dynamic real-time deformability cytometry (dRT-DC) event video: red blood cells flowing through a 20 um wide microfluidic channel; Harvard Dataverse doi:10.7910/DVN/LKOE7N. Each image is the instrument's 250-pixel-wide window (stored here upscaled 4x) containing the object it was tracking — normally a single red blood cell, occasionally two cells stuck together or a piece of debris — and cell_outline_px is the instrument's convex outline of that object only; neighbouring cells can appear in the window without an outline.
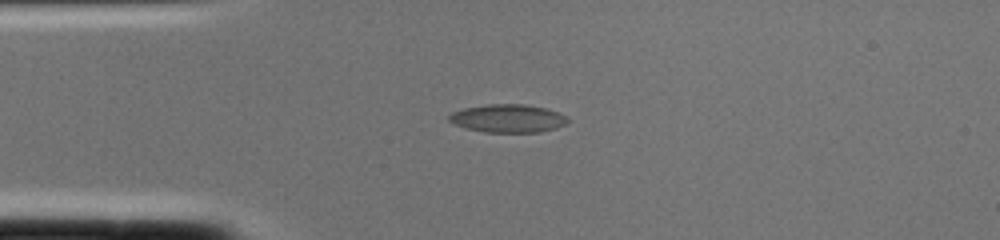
{"species": "common noctule bat (a hibernating species)", "species_latin": "Nyctalus noctula", "temperature_condition": "cold", "stored_images_in_passage": 1, "camera_frame_rate_fps": 3000, "um_per_image_px": 0.085, "animal": {"sex": "female", "body_mass_g": 22.0, "forearm_length_mm": 56.7}, "frame": {"image": 1, "passage_image": 1, "time_ms": 0.0, "image_size_px": [1000, 240], "cell_outline_px": [[568, 124], [556, 128], [540, 132], [484, 132], [464, 128], [448, 120], [448, 116], [452, 112], [464, 108], [488, 104], [524, 104], [544, 108], [568, 116]], "centroid_in_image_um": [43.18, 10.07], "position_along_channel_um": 41.8, "area_um2": 19.48}}